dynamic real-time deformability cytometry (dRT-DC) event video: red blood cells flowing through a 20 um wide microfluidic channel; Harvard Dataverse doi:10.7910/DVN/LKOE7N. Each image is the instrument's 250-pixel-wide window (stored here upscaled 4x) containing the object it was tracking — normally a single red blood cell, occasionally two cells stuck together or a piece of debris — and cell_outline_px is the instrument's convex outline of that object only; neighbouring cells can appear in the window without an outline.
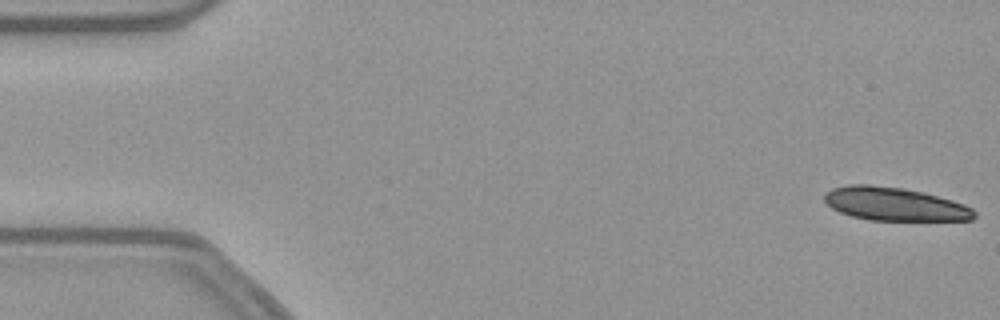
{"species": "common noctule bat (a hibernating species)", "species_latin": "Nyctalus noctula", "temperature_condition": "warm", "stored_images_in_passage": 20, "camera_frame_rate_fps": 3000, "um_per_image_px": 0.085, "animal": {"sex": "female", "body_mass_g": 21.9}, "frame": {"image": 1, "passage_image": 1, "time_ms": 0.0, "image_size_px": [1000, 320], "cell_outline_px": [[976, 216], [972, 220], [868, 220], [852, 216], [840, 212], [832, 208], [824, 200], [824, 192], [832, 188], [848, 184], [868, 184], [904, 188], [924, 192], [952, 200], [964, 204], [972, 208], [976, 212]], "centroid_in_image_um": [76.03, 17.33], "position_along_channel_um": 9.0, "area_um2": 29.25}}